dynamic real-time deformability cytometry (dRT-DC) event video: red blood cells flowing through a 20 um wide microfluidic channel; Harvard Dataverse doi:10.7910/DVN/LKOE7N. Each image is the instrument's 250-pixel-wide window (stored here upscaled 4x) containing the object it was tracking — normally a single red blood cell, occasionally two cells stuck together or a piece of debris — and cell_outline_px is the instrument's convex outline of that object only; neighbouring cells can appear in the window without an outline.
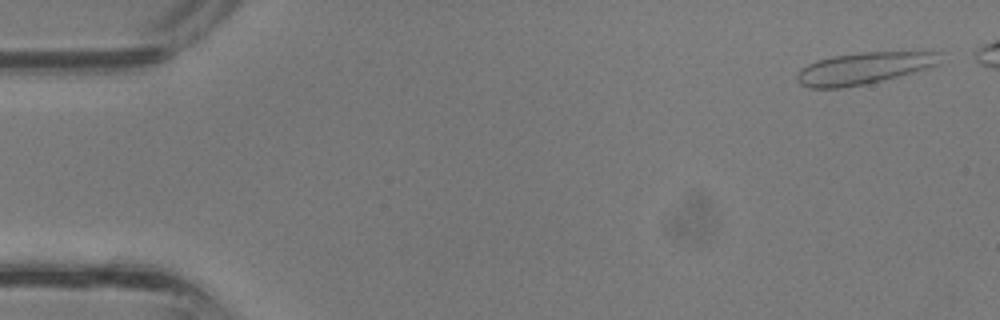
{"species": "common noctule bat (a hibernating species)", "species_latin": "Nyctalus noctula", "temperature_condition": "room temperature", "stored_images_in_passage": 35, "camera_frame_rate_fps": 3000, "um_per_image_px": 0.085, "animal": {"sex": "male", "body_mass_g": 13.3}, "frame": {"image": 1, "passage_image": 2, "time_ms": 0.333, "image_size_px": [1000, 320], "cell_outline_px": [[940, 64], [912, 72], [864, 84], [844, 88], [808, 88], [800, 84], [796, 80], [796, 72], [800, 68], [816, 60], [832, 56], [860, 52], [940, 52]], "centroid_in_image_um": [73.33, 5.8], "position_along_channel_um": 11.7, "area_um2": 26.36}}
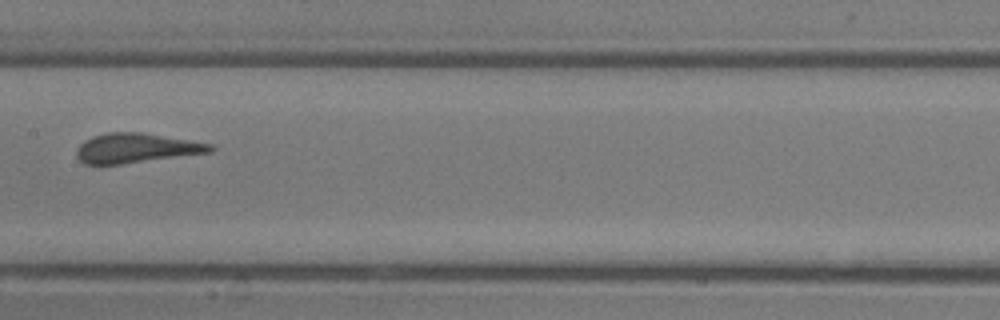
{"frame": {"image": 2, "passage_image": 19, "time_ms": 6.0, "image_size_px": [1000, 320], "cell_outline_px": [[216, 148], [212, 152], [120, 164], [84, 164], [76, 156], [76, 152], [80, 144], [84, 140], [92, 136], [108, 132], [144, 132], [212, 144]], "centroid_in_image_um": [11.57, 12.58], "position_along_channel_um": 195.8, "area_um2": 23.06}}
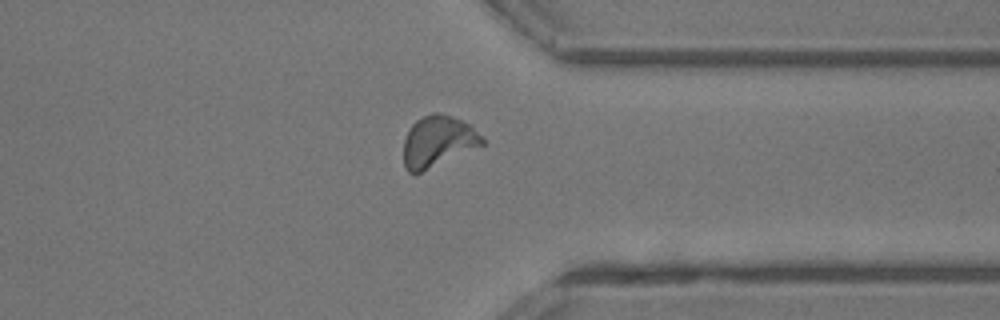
{"frame": {"image": 3, "passage_image": 29, "time_ms": 9.333, "image_size_px": [1000, 320], "cell_outline_px": [[484, 144], [420, 172], [408, 172], [404, 168], [404, 140], [408, 128], [416, 120], [432, 112], [440, 112], [452, 116], [472, 124], [484, 136]], "centroid_in_image_um": [37.24, 11.97], "position_along_channel_um": 374.2, "area_um2": 23.47}}